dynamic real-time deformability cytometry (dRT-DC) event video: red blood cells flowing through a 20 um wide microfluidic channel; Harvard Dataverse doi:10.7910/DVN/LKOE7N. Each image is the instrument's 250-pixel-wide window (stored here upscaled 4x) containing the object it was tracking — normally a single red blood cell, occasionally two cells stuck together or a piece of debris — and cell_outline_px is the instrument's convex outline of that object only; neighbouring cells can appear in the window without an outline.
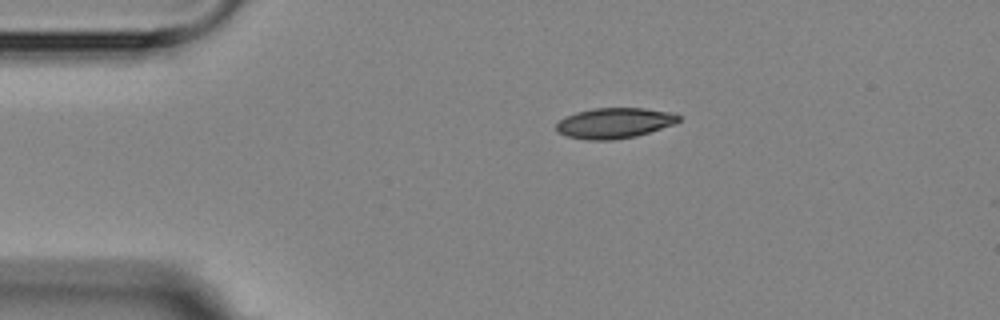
{"species": "Egyptian fruit bat (a non-hibernating species)", "species_latin": "Rousettus aegyptiacus", "temperature_condition": "room temperature", "stored_images_in_passage": 4, "camera_frame_rate_fps": 3000, "um_per_image_px": 0.085, "animal": {"sex": "female"}, "frame": {"image": 1, "passage_image": 4, "time_ms": 4.333, "image_size_px": [1000, 320], "cell_outline_px": [[680, 120], [676, 124], [636, 136], [612, 140], [588, 140], [568, 136], [556, 132], [556, 124], [560, 120], [576, 112], [592, 108], [644, 108], [672, 112], [680, 116]], "centroid_in_image_um": [52.25, 10.46], "position_along_channel_um": 32.8, "area_um2": 21.79}}